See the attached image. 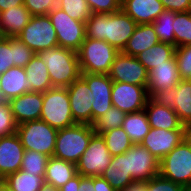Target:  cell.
I'll return each instance as SVG.
<instances>
[{
    "label": "cell",
    "mask_w": 191,
    "mask_h": 191,
    "mask_svg": "<svg viewBox=\"0 0 191 191\" xmlns=\"http://www.w3.org/2000/svg\"><path fill=\"white\" fill-rule=\"evenodd\" d=\"M137 25L123 10L110 14L91 13L86 21V38L106 41L122 52Z\"/></svg>",
    "instance_id": "1"
},
{
    "label": "cell",
    "mask_w": 191,
    "mask_h": 191,
    "mask_svg": "<svg viewBox=\"0 0 191 191\" xmlns=\"http://www.w3.org/2000/svg\"><path fill=\"white\" fill-rule=\"evenodd\" d=\"M36 54L46 64L53 87H68L81 75L77 52L71 49L58 46Z\"/></svg>",
    "instance_id": "2"
},
{
    "label": "cell",
    "mask_w": 191,
    "mask_h": 191,
    "mask_svg": "<svg viewBox=\"0 0 191 191\" xmlns=\"http://www.w3.org/2000/svg\"><path fill=\"white\" fill-rule=\"evenodd\" d=\"M95 133L88 124L58 129L53 157L77 164Z\"/></svg>",
    "instance_id": "3"
},
{
    "label": "cell",
    "mask_w": 191,
    "mask_h": 191,
    "mask_svg": "<svg viewBox=\"0 0 191 191\" xmlns=\"http://www.w3.org/2000/svg\"><path fill=\"white\" fill-rule=\"evenodd\" d=\"M118 54L106 41L85 38L77 51L81 74H108Z\"/></svg>",
    "instance_id": "4"
},
{
    "label": "cell",
    "mask_w": 191,
    "mask_h": 191,
    "mask_svg": "<svg viewBox=\"0 0 191 191\" xmlns=\"http://www.w3.org/2000/svg\"><path fill=\"white\" fill-rule=\"evenodd\" d=\"M40 119L56 129L76 124L71 112L67 87H53L43 92Z\"/></svg>",
    "instance_id": "5"
},
{
    "label": "cell",
    "mask_w": 191,
    "mask_h": 191,
    "mask_svg": "<svg viewBox=\"0 0 191 191\" xmlns=\"http://www.w3.org/2000/svg\"><path fill=\"white\" fill-rule=\"evenodd\" d=\"M58 129L43 120H33L17 125V134L25 150H34L53 157Z\"/></svg>",
    "instance_id": "6"
},
{
    "label": "cell",
    "mask_w": 191,
    "mask_h": 191,
    "mask_svg": "<svg viewBox=\"0 0 191 191\" xmlns=\"http://www.w3.org/2000/svg\"><path fill=\"white\" fill-rule=\"evenodd\" d=\"M160 175L183 187L191 186V143L186 138L160 160Z\"/></svg>",
    "instance_id": "7"
},
{
    "label": "cell",
    "mask_w": 191,
    "mask_h": 191,
    "mask_svg": "<svg viewBox=\"0 0 191 191\" xmlns=\"http://www.w3.org/2000/svg\"><path fill=\"white\" fill-rule=\"evenodd\" d=\"M17 38L34 53L58 47L57 34L48 15L32 16Z\"/></svg>",
    "instance_id": "8"
},
{
    "label": "cell",
    "mask_w": 191,
    "mask_h": 191,
    "mask_svg": "<svg viewBox=\"0 0 191 191\" xmlns=\"http://www.w3.org/2000/svg\"><path fill=\"white\" fill-rule=\"evenodd\" d=\"M48 17L56 31L58 46L77 52L86 38V23L71 18L57 6Z\"/></svg>",
    "instance_id": "9"
},
{
    "label": "cell",
    "mask_w": 191,
    "mask_h": 191,
    "mask_svg": "<svg viewBox=\"0 0 191 191\" xmlns=\"http://www.w3.org/2000/svg\"><path fill=\"white\" fill-rule=\"evenodd\" d=\"M149 97L159 105L172 108L184 126L191 123V80H181L176 86L154 91Z\"/></svg>",
    "instance_id": "10"
},
{
    "label": "cell",
    "mask_w": 191,
    "mask_h": 191,
    "mask_svg": "<svg viewBox=\"0 0 191 191\" xmlns=\"http://www.w3.org/2000/svg\"><path fill=\"white\" fill-rule=\"evenodd\" d=\"M112 156L102 135L95 133L87 149L76 164L77 174L83 177L101 176L111 162Z\"/></svg>",
    "instance_id": "11"
},
{
    "label": "cell",
    "mask_w": 191,
    "mask_h": 191,
    "mask_svg": "<svg viewBox=\"0 0 191 191\" xmlns=\"http://www.w3.org/2000/svg\"><path fill=\"white\" fill-rule=\"evenodd\" d=\"M113 82L147 86L148 71L134 56L119 52L107 74Z\"/></svg>",
    "instance_id": "12"
},
{
    "label": "cell",
    "mask_w": 191,
    "mask_h": 191,
    "mask_svg": "<svg viewBox=\"0 0 191 191\" xmlns=\"http://www.w3.org/2000/svg\"><path fill=\"white\" fill-rule=\"evenodd\" d=\"M125 154L128 172L133 180L147 182L160 174V160L141 144H134Z\"/></svg>",
    "instance_id": "13"
},
{
    "label": "cell",
    "mask_w": 191,
    "mask_h": 191,
    "mask_svg": "<svg viewBox=\"0 0 191 191\" xmlns=\"http://www.w3.org/2000/svg\"><path fill=\"white\" fill-rule=\"evenodd\" d=\"M149 98L146 86L113 82L112 104L125 113L143 110Z\"/></svg>",
    "instance_id": "14"
},
{
    "label": "cell",
    "mask_w": 191,
    "mask_h": 191,
    "mask_svg": "<svg viewBox=\"0 0 191 191\" xmlns=\"http://www.w3.org/2000/svg\"><path fill=\"white\" fill-rule=\"evenodd\" d=\"M80 77L87 83L92 92V124L108 112L112 104L113 81L107 74H81Z\"/></svg>",
    "instance_id": "15"
},
{
    "label": "cell",
    "mask_w": 191,
    "mask_h": 191,
    "mask_svg": "<svg viewBox=\"0 0 191 191\" xmlns=\"http://www.w3.org/2000/svg\"><path fill=\"white\" fill-rule=\"evenodd\" d=\"M67 90L75 123L92 125V103L94 98L87 83L79 77L67 87Z\"/></svg>",
    "instance_id": "16"
},
{
    "label": "cell",
    "mask_w": 191,
    "mask_h": 191,
    "mask_svg": "<svg viewBox=\"0 0 191 191\" xmlns=\"http://www.w3.org/2000/svg\"><path fill=\"white\" fill-rule=\"evenodd\" d=\"M185 138V130L151 128L140 143L157 159H163Z\"/></svg>",
    "instance_id": "17"
},
{
    "label": "cell",
    "mask_w": 191,
    "mask_h": 191,
    "mask_svg": "<svg viewBox=\"0 0 191 191\" xmlns=\"http://www.w3.org/2000/svg\"><path fill=\"white\" fill-rule=\"evenodd\" d=\"M24 151L17 133L0 138V177L4 179L21 168Z\"/></svg>",
    "instance_id": "18"
},
{
    "label": "cell",
    "mask_w": 191,
    "mask_h": 191,
    "mask_svg": "<svg viewBox=\"0 0 191 191\" xmlns=\"http://www.w3.org/2000/svg\"><path fill=\"white\" fill-rule=\"evenodd\" d=\"M11 111L17 125L39 120L43 106V93L29 91L9 100Z\"/></svg>",
    "instance_id": "19"
},
{
    "label": "cell",
    "mask_w": 191,
    "mask_h": 191,
    "mask_svg": "<svg viewBox=\"0 0 191 191\" xmlns=\"http://www.w3.org/2000/svg\"><path fill=\"white\" fill-rule=\"evenodd\" d=\"M121 10L139 24H152L165 10L160 0H122Z\"/></svg>",
    "instance_id": "20"
},
{
    "label": "cell",
    "mask_w": 191,
    "mask_h": 191,
    "mask_svg": "<svg viewBox=\"0 0 191 191\" xmlns=\"http://www.w3.org/2000/svg\"><path fill=\"white\" fill-rule=\"evenodd\" d=\"M181 81L175 56L148 72L147 90L149 96L154 91L164 90L176 86Z\"/></svg>",
    "instance_id": "21"
},
{
    "label": "cell",
    "mask_w": 191,
    "mask_h": 191,
    "mask_svg": "<svg viewBox=\"0 0 191 191\" xmlns=\"http://www.w3.org/2000/svg\"><path fill=\"white\" fill-rule=\"evenodd\" d=\"M30 91V82L23 67H11L0 74V100L9 101Z\"/></svg>",
    "instance_id": "22"
},
{
    "label": "cell",
    "mask_w": 191,
    "mask_h": 191,
    "mask_svg": "<svg viewBox=\"0 0 191 191\" xmlns=\"http://www.w3.org/2000/svg\"><path fill=\"white\" fill-rule=\"evenodd\" d=\"M144 109L151 128L166 130H185L186 128L172 108L159 105L150 98Z\"/></svg>",
    "instance_id": "23"
},
{
    "label": "cell",
    "mask_w": 191,
    "mask_h": 191,
    "mask_svg": "<svg viewBox=\"0 0 191 191\" xmlns=\"http://www.w3.org/2000/svg\"><path fill=\"white\" fill-rule=\"evenodd\" d=\"M0 13V32L3 37L8 38L18 37L32 17L24 5H19Z\"/></svg>",
    "instance_id": "24"
},
{
    "label": "cell",
    "mask_w": 191,
    "mask_h": 191,
    "mask_svg": "<svg viewBox=\"0 0 191 191\" xmlns=\"http://www.w3.org/2000/svg\"><path fill=\"white\" fill-rule=\"evenodd\" d=\"M159 42L152 24H139L122 53L136 57Z\"/></svg>",
    "instance_id": "25"
},
{
    "label": "cell",
    "mask_w": 191,
    "mask_h": 191,
    "mask_svg": "<svg viewBox=\"0 0 191 191\" xmlns=\"http://www.w3.org/2000/svg\"><path fill=\"white\" fill-rule=\"evenodd\" d=\"M76 175V164L55 157H49L44 182L59 189Z\"/></svg>",
    "instance_id": "26"
},
{
    "label": "cell",
    "mask_w": 191,
    "mask_h": 191,
    "mask_svg": "<svg viewBox=\"0 0 191 191\" xmlns=\"http://www.w3.org/2000/svg\"><path fill=\"white\" fill-rule=\"evenodd\" d=\"M116 191H122L134 181L128 172L127 156L125 153L113 156L107 169L101 175Z\"/></svg>",
    "instance_id": "27"
},
{
    "label": "cell",
    "mask_w": 191,
    "mask_h": 191,
    "mask_svg": "<svg viewBox=\"0 0 191 191\" xmlns=\"http://www.w3.org/2000/svg\"><path fill=\"white\" fill-rule=\"evenodd\" d=\"M24 70L27 80L30 82V91L43 93L53 88L46 64L40 60L36 53Z\"/></svg>",
    "instance_id": "28"
},
{
    "label": "cell",
    "mask_w": 191,
    "mask_h": 191,
    "mask_svg": "<svg viewBox=\"0 0 191 191\" xmlns=\"http://www.w3.org/2000/svg\"><path fill=\"white\" fill-rule=\"evenodd\" d=\"M176 46L159 42L146 51L140 53L136 58L149 72L161 64H167L175 56Z\"/></svg>",
    "instance_id": "29"
},
{
    "label": "cell",
    "mask_w": 191,
    "mask_h": 191,
    "mask_svg": "<svg viewBox=\"0 0 191 191\" xmlns=\"http://www.w3.org/2000/svg\"><path fill=\"white\" fill-rule=\"evenodd\" d=\"M121 127L126 131L133 144H140L151 129L145 109L126 113Z\"/></svg>",
    "instance_id": "30"
},
{
    "label": "cell",
    "mask_w": 191,
    "mask_h": 191,
    "mask_svg": "<svg viewBox=\"0 0 191 191\" xmlns=\"http://www.w3.org/2000/svg\"><path fill=\"white\" fill-rule=\"evenodd\" d=\"M3 182L12 191H39L45 184L44 176H35L21 169L9 174Z\"/></svg>",
    "instance_id": "31"
},
{
    "label": "cell",
    "mask_w": 191,
    "mask_h": 191,
    "mask_svg": "<svg viewBox=\"0 0 191 191\" xmlns=\"http://www.w3.org/2000/svg\"><path fill=\"white\" fill-rule=\"evenodd\" d=\"M101 135L112 157L125 153L134 145L122 127L109 130Z\"/></svg>",
    "instance_id": "32"
},
{
    "label": "cell",
    "mask_w": 191,
    "mask_h": 191,
    "mask_svg": "<svg viewBox=\"0 0 191 191\" xmlns=\"http://www.w3.org/2000/svg\"><path fill=\"white\" fill-rule=\"evenodd\" d=\"M174 19V11L164 10L152 23L159 41L173 46H175Z\"/></svg>",
    "instance_id": "33"
},
{
    "label": "cell",
    "mask_w": 191,
    "mask_h": 191,
    "mask_svg": "<svg viewBox=\"0 0 191 191\" xmlns=\"http://www.w3.org/2000/svg\"><path fill=\"white\" fill-rule=\"evenodd\" d=\"M175 46L191 45V11L175 12Z\"/></svg>",
    "instance_id": "34"
},
{
    "label": "cell",
    "mask_w": 191,
    "mask_h": 191,
    "mask_svg": "<svg viewBox=\"0 0 191 191\" xmlns=\"http://www.w3.org/2000/svg\"><path fill=\"white\" fill-rule=\"evenodd\" d=\"M125 115V112L112 106L107 113L93 122L92 128L100 135L109 130L120 128L124 122Z\"/></svg>",
    "instance_id": "35"
},
{
    "label": "cell",
    "mask_w": 191,
    "mask_h": 191,
    "mask_svg": "<svg viewBox=\"0 0 191 191\" xmlns=\"http://www.w3.org/2000/svg\"><path fill=\"white\" fill-rule=\"evenodd\" d=\"M48 159L49 156L43 153L25 150L20 169L35 176H45Z\"/></svg>",
    "instance_id": "36"
},
{
    "label": "cell",
    "mask_w": 191,
    "mask_h": 191,
    "mask_svg": "<svg viewBox=\"0 0 191 191\" xmlns=\"http://www.w3.org/2000/svg\"><path fill=\"white\" fill-rule=\"evenodd\" d=\"M57 7L71 18L86 23L91 16V11L86 0H58Z\"/></svg>",
    "instance_id": "37"
},
{
    "label": "cell",
    "mask_w": 191,
    "mask_h": 191,
    "mask_svg": "<svg viewBox=\"0 0 191 191\" xmlns=\"http://www.w3.org/2000/svg\"><path fill=\"white\" fill-rule=\"evenodd\" d=\"M17 132V123L14 120L9 101L0 100V138Z\"/></svg>",
    "instance_id": "38"
},
{
    "label": "cell",
    "mask_w": 191,
    "mask_h": 191,
    "mask_svg": "<svg viewBox=\"0 0 191 191\" xmlns=\"http://www.w3.org/2000/svg\"><path fill=\"white\" fill-rule=\"evenodd\" d=\"M175 59L181 80H191V45L176 47Z\"/></svg>",
    "instance_id": "39"
},
{
    "label": "cell",
    "mask_w": 191,
    "mask_h": 191,
    "mask_svg": "<svg viewBox=\"0 0 191 191\" xmlns=\"http://www.w3.org/2000/svg\"><path fill=\"white\" fill-rule=\"evenodd\" d=\"M12 49H14V66L23 67L31 61L35 53L17 37H12Z\"/></svg>",
    "instance_id": "40"
},
{
    "label": "cell",
    "mask_w": 191,
    "mask_h": 191,
    "mask_svg": "<svg viewBox=\"0 0 191 191\" xmlns=\"http://www.w3.org/2000/svg\"><path fill=\"white\" fill-rule=\"evenodd\" d=\"M14 67V49H12V37H3L0 40V74Z\"/></svg>",
    "instance_id": "41"
},
{
    "label": "cell",
    "mask_w": 191,
    "mask_h": 191,
    "mask_svg": "<svg viewBox=\"0 0 191 191\" xmlns=\"http://www.w3.org/2000/svg\"><path fill=\"white\" fill-rule=\"evenodd\" d=\"M182 185L162 177L160 174L146 182V191H184Z\"/></svg>",
    "instance_id": "42"
},
{
    "label": "cell",
    "mask_w": 191,
    "mask_h": 191,
    "mask_svg": "<svg viewBox=\"0 0 191 191\" xmlns=\"http://www.w3.org/2000/svg\"><path fill=\"white\" fill-rule=\"evenodd\" d=\"M91 13L110 14L121 10L122 0H86Z\"/></svg>",
    "instance_id": "43"
},
{
    "label": "cell",
    "mask_w": 191,
    "mask_h": 191,
    "mask_svg": "<svg viewBox=\"0 0 191 191\" xmlns=\"http://www.w3.org/2000/svg\"><path fill=\"white\" fill-rule=\"evenodd\" d=\"M58 0H24V6L32 16L48 15L57 6Z\"/></svg>",
    "instance_id": "44"
},
{
    "label": "cell",
    "mask_w": 191,
    "mask_h": 191,
    "mask_svg": "<svg viewBox=\"0 0 191 191\" xmlns=\"http://www.w3.org/2000/svg\"><path fill=\"white\" fill-rule=\"evenodd\" d=\"M165 10L174 12L191 11V0H160Z\"/></svg>",
    "instance_id": "45"
},
{
    "label": "cell",
    "mask_w": 191,
    "mask_h": 191,
    "mask_svg": "<svg viewBox=\"0 0 191 191\" xmlns=\"http://www.w3.org/2000/svg\"><path fill=\"white\" fill-rule=\"evenodd\" d=\"M76 191H95L94 177H83L76 175Z\"/></svg>",
    "instance_id": "46"
},
{
    "label": "cell",
    "mask_w": 191,
    "mask_h": 191,
    "mask_svg": "<svg viewBox=\"0 0 191 191\" xmlns=\"http://www.w3.org/2000/svg\"><path fill=\"white\" fill-rule=\"evenodd\" d=\"M94 189L95 191H116L110 183L101 176L94 177Z\"/></svg>",
    "instance_id": "47"
},
{
    "label": "cell",
    "mask_w": 191,
    "mask_h": 191,
    "mask_svg": "<svg viewBox=\"0 0 191 191\" xmlns=\"http://www.w3.org/2000/svg\"><path fill=\"white\" fill-rule=\"evenodd\" d=\"M122 191H146L145 181H132Z\"/></svg>",
    "instance_id": "48"
},
{
    "label": "cell",
    "mask_w": 191,
    "mask_h": 191,
    "mask_svg": "<svg viewBox=\"0 0 191 191\" xmlns=\"http://www.w3.org/2000/svg\"><path fill=\"white\" fill-rule=\"evenodd\" d=\"M19 5H24V0H0V12Z\"/></svg>",
    "instance_id": "49"
},
{
    "label": "cell",
    "mask_w": 191,
    "mask_h": 191,
    "mask_svg": "<svg viewBox=\"0 0 191 191\" xmlns=\"http://www.w3.org/2000/svg\"><path fill=\"white\" fill-rule=\"evenodd\" d=\"M59 191H76V176L59 188Z\"/></svg>",
    "instance_id": "50"
},
{
    "label": "cell",
    "mask_w": 191,
    "mask_h": 191,
    "mask_svg": "<svg viewBox=\"0 0 191 191\" xmlns=\"http://www.w3.org/2000/svg\"><path fill=\"white\" fill-rule=\"evenodd\" d=\"M39 191H59V189L45 183Z\"/></svg>",
    "instance_id": "51"
},
{
    "label": "cell",
    "mask_w": 191,
    "mask_h": 191,
    "mask_svg": "<svg viewBox=\"0 0 191 191\" xmlns=\"http://www.w3.org/2000/svg\"><path fill=\"white\" fill-rule=\"evenodd\" d=\"M185 138L191 143V123L185 128Z\"/></svg>",
    "instance_id": "52"
},
{
    "label": "cell",
    "mask_w": 191,
    "mask_h": 191,
    "mask_svg": "<svg viewBox=\"0 0 191 191\" xmlns=\"http://www.w3.org/2000/svg\"><path fill=\"white\" fill-rule=\"evenodd\" d=\"M0 191H12L10 190L6 184L3 182L1 185H0Z\"/></svg>",
    "instance_id": "53"
},
{
    "label": "cell",
    "mask_w": 191,
    "mask_h": 191,
    "mask_svg": "<svg viewBox=\"0 0 191 191\" xmlns=\"http://www.w3.org/2000/svg\"><path fill=\"white\" fill-rule=\"evenodd\" d=\"M184 191H191V186L185 187Z\"/></svg>",
    "instance_id": "54"
},
{
    "label": "cell",
    "mask_w": 191,
    "mask_h": 191,
    "mask_svg": "<svg viewBox=\"0 0 191 191\" xmlns=\"http://www.w3.org/2000/svg\"><path fill=\"white\" fill-rule=\"evenodd\" d=\"M3 183V178L0 177V185Z\"/></svg>",
    "instance_id": "55"
}]
</instances>
